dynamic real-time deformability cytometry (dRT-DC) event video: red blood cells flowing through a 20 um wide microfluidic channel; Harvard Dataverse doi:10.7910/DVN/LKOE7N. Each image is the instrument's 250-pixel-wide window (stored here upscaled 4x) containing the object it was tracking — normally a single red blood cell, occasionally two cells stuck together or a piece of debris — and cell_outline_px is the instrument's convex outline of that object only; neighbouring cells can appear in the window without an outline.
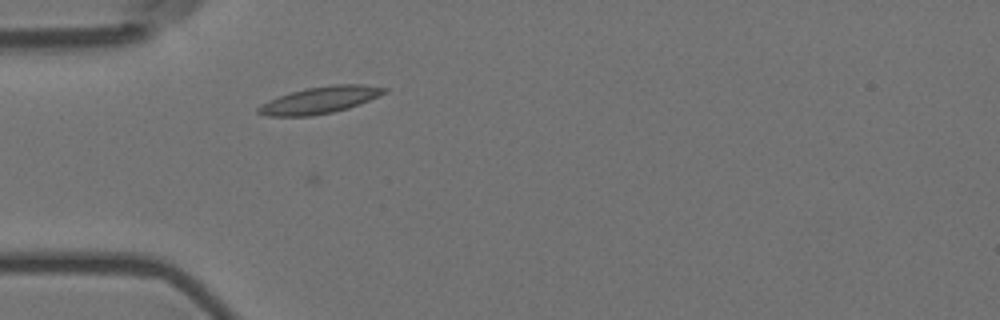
{"species": "Egyptian fruit bat (a non-hibernating species)", "species_latin": "Rousettus aegyptiacus", "temperature_condition": "room temperature", "stored_images_in_passage": 2, "camera_frame_rate_fps": 3000, "um_per_image_px": 0.085, "animal": {"sex": "female"}, "frame": {"image": 1, "passage_image": 2, "time_ms": 0.333, "image_size_px": [1000, 320], "cell_outline_px": [[388, 92], [360, 104], [348, 108], [332, 112], [312, 116], [268, 116], [256, 112], [256, 108], [268, 100], [304, 88], [336, 84], [360, 84], [388, 88]], "centroid_in_image_um": [27.2, 8.5], "position_along_channel_um": 57.8, "area_um2": 19.65}}